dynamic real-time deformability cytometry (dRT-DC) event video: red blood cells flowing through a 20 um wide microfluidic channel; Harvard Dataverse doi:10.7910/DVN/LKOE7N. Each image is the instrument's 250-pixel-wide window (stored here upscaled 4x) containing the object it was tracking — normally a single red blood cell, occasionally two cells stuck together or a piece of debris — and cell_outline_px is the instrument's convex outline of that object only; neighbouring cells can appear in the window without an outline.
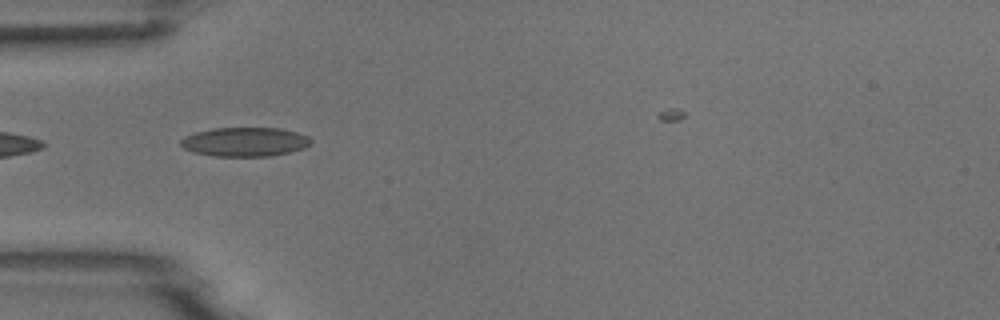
{"species": "common noctule bat (a hibernating species)", "species_latin": "Nyctalus noctula", "temperature_condition": "room temperature", "stored_images_in_passage": 5, "camera_frame_rate_fps": 3000, "um_per_image_px": 0.085, "animal": {"sex": "male", "body_mass_g": 18.8}, "frame": {"image": 1, "passage_image": 3, "time_ms": 2.333, "image_size_px": [1000, 320], "cell_outline_px": [[312, 140], [304, 148], [272, 156], [216, 156], [192, 152], [184, 148], [180, 144], [180, 140], [184, 136], [196, 132], [212, 128], [280, 128], [296, 132], [308, 136]], "centroid_in_image_um": [20.79, 12.05], "position_along_channel_um": 64.2, "area_um2": 22.02}}